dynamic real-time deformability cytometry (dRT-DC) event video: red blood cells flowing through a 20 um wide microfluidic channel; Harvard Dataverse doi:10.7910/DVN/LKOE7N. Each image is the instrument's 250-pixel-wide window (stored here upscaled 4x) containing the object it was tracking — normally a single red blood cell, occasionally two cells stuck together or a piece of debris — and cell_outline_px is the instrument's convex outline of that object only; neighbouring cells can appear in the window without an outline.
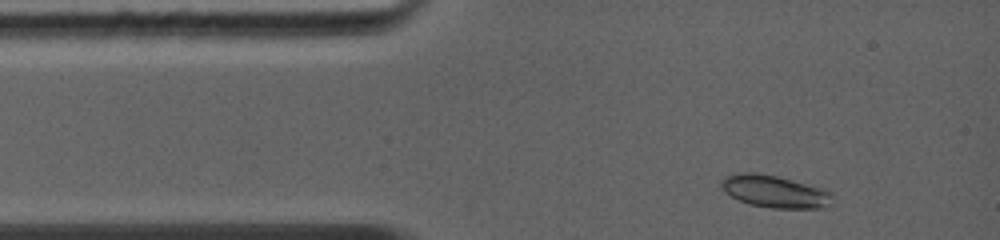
{"species": "common noctule bat (a hibernating species)", "species_latin": "Nyctalus noctula", "temperature_condition": "warm", "stored_images_in_passage": 2, "camera_frame_rate_fps": 5000, "um_per_image_px": 0.085, "animal": {"sex": "female", "body_mass_g": 19.0, "forearm_length_mm": 56.7}, "frame": {"image": 1, "passage_image": 1, "time_ms": 0.0, "image_size_px": [1000, 240], "cell_outline_px": [[828, 192], [820, 208], [772, 208], [748, 204], [724, 192], [720, 184], [728, 176], [740, 172], [756, 172], [776, 176], [820, 188]], "centroid_in_image_um": [65.67, 16.26], "position_along_channel_um": 19.3, "area_um2": 19.83}}